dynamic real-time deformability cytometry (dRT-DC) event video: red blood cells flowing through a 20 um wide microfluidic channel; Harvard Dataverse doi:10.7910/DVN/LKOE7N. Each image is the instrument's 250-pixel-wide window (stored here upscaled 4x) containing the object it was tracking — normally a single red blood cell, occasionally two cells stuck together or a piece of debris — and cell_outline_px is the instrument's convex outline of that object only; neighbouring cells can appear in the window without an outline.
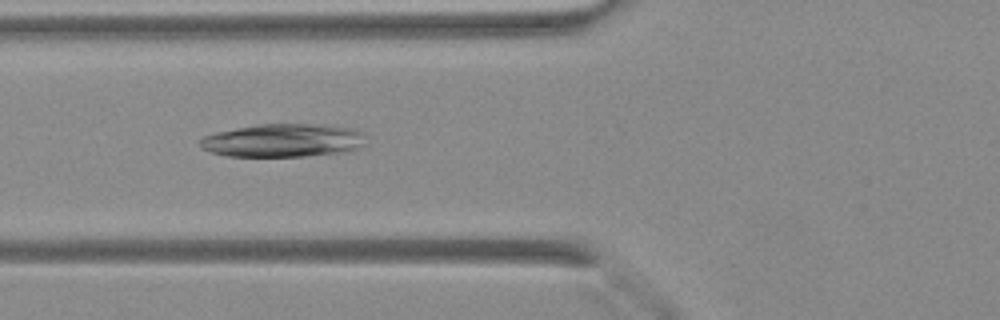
{"species": "Egyptian fruit bat (a non-hibernating species)", "species_latin": "Rousettus aegyptiacus", "temperature_condition": "warm", "stored_images_in_passage": 7, "camera_frame_rate_fps": 3000, "um_per_image_px": 0.085, "animal": {"sex": "female"}, "frame": {"image": 1, "passage_image": 4, "time_ms": 1.0, "image_size_px": [1000, 320], "cell_outline_px": [[364, 144], [356, 148], [344, 152], [304, 156], [224, 156], [212, 152], [204, 148], [200, 144], [200, 140], [204, 136], [216, 132], [256, 124], [324, 124], [352, 128], [364, 132]], "centroid_in_image_um": [24.08, 11.93], "position_along_channel_um": 101.7, "area_um2": 32.08}}